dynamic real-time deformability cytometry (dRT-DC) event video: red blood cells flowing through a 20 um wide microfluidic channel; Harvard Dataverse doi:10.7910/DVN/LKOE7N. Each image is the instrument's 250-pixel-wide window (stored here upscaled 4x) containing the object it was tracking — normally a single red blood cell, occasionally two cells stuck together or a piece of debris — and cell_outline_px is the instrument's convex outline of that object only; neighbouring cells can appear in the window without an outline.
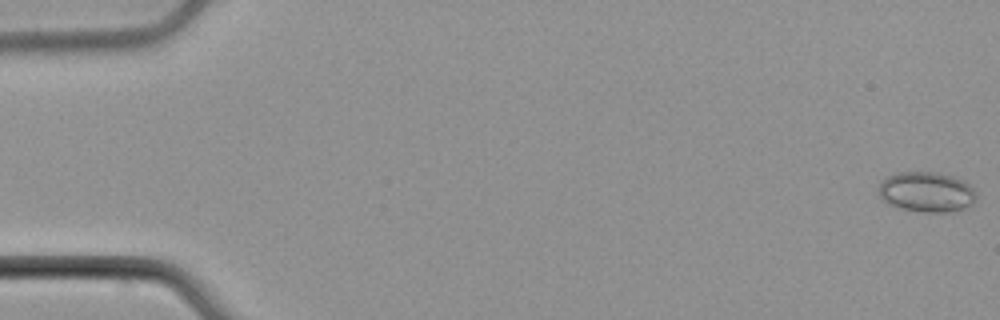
{"species": "common noctule bat (a hibernating species)", "species_latin": "Nyctalus noctula", "temperature_condition": "cold", "stored_images_in_passage": 55, "camera_frame_rate_fps": 3000, "um_per_image_px": 0.085, "animal": {"sex": "male", "body_mass_g": 21.5, "forearm_length_mm": 52.0}, "frame": {"image": 1, "passage_image": 1, "time_ms": 0.0, "image_size_px": [1000, 320], "cell_outline_px": [[976, 200], [972, 204], [956, 212], [920, 212], [900, 208], [888, 204], [880, 196], [876, 188], [880, 180], [896, 172], [936, 172], [952, 176], [964, 180], [976, 192]], "centroid_in_image_um": [78.73, 16.32], "position_along_channel_um": 6.3, "area_um2": 23.29}}
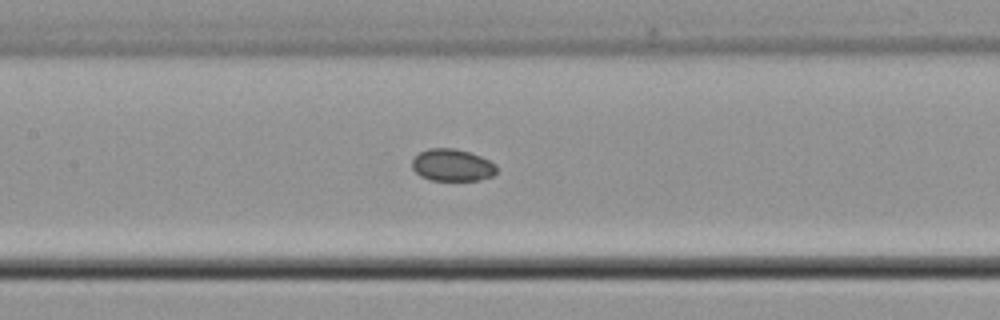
{"frame": {"image": 2, "passage_image": 27, "time_ms": 8.667, "image_size_px": [1000, 320], "cell_outline_px": [[496, 172], [492, 176], [480, 180], [432, 180], [420, 176], [412, 168], [412, 160], [420, 152], [428, 148], [452, 148], [468, 152], [480, 156], [496, 164]], "centroid_in_image_um": [38.43, 14.04], "position_along_channel_um": 169.0, "area_um2": 15.72}}
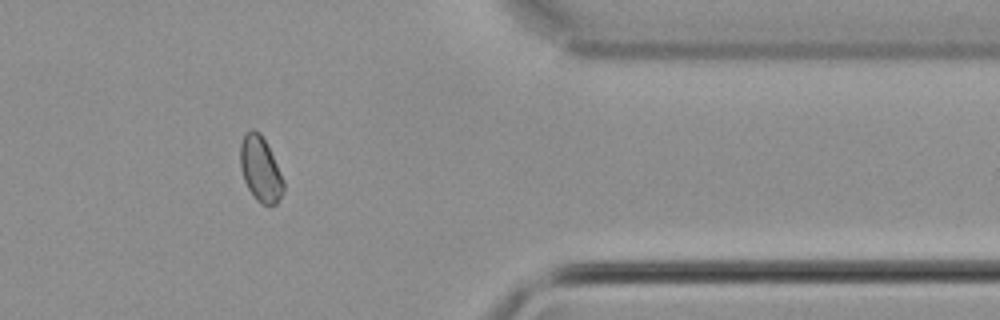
{"frame": {"image": 3, "passage_image": 46, "time_ms": 15.0, "image_size_px": [1000, 320], "cell_outline_px": [[284, 192], [276, 204], [260, 204], [256, 200], [248, 188], [244, 180], [240, 168], [240, 144], [244, 136], [252, 128], [260, 132], [284, 180]], "centroid_in_image_um": [22.13, 14.4], "position_along_channel_um": 389.3, "area_um2": 16.18}}